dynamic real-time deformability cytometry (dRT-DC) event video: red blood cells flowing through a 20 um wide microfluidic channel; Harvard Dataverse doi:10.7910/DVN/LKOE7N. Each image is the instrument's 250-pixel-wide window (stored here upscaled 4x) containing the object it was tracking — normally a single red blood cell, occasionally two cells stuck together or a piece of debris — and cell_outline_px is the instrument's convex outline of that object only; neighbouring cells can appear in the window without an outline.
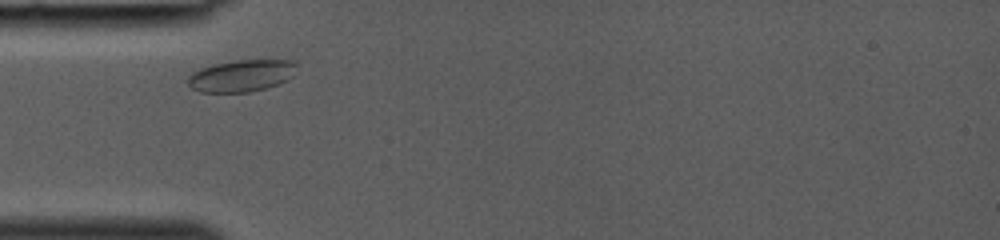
{"species": "common noctule bat (a hibernating species)", "species_latin": "Nyctalus noctula", "temperature_condition": "room temperature", "stored_images_in_passage": 24, "camera_frame_rate_fps": 3000, "um_per_image_px": 0.085, "animal": {"sex": "female", "body_mass_g": 19.0, "forearm_length_mm": 53.3}, "frame": {"image": 1, "passage_image": 2, "time_ms": 0.333, "image_size_px": [1000, 240], "cell_outline_px": [[296, 64], [292, 76], [288, 80], [268, 88], [252, 92], [200, 92], [192, 88], [188, 84], [188, 76], [192, 72], [200, 68], [212, 64], [236, 60], [292, 60]], "centroid_in_image_um": [20.51, 6.44], "position_along_channel_um": 64.5, "area_um2": 20.35}}
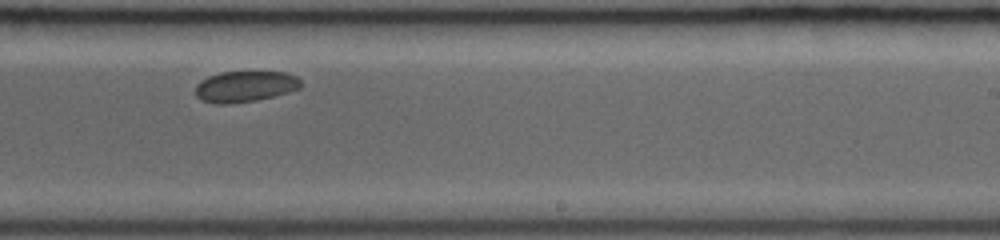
{"frame": {"image": 2, "passage_image": 15, "time_ms": 4.667, "image_size_px": [1000, 240], "cell_outline_px": [[300, 88], [288, 92], [256, 100], [232, 104], [216, 104], [200, 100], [196, 96], [196, 84], [200, 80], [208, 76], [220, 72], [288, 72], [296, 76], [300, 80]], "centroid_in_image_um": [20.79, 7.35], "position_along_channel_um": 268.2, "area_um2": 19.13}}
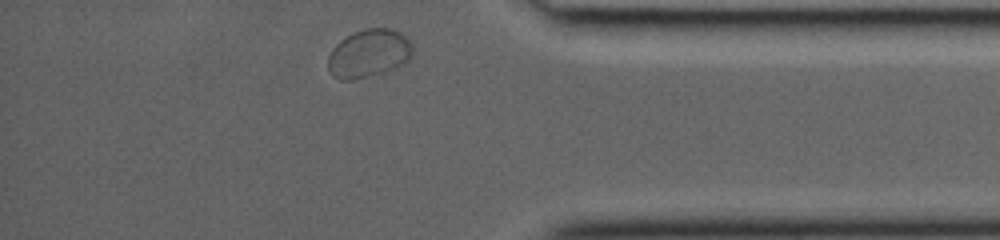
{"frame": {"image": 3, "passage_image": 24, "time_ms": 7.667, "image_size_px": [1000, 240], "cell_outline_px": [[412, 56], [408, 60], [396, 68], [384, 72], [352, 80], [340, 80], [332, 76], [328, 68], [328, 56], [332, 48], [340, 40], [352, 32], [364, 28], [388, 28], [400, 32], [412, 44]], "centroid_in_image_um": [31.32, 4.54], "position_along_channel_um": 403.9, "area_um2": 23.87}}